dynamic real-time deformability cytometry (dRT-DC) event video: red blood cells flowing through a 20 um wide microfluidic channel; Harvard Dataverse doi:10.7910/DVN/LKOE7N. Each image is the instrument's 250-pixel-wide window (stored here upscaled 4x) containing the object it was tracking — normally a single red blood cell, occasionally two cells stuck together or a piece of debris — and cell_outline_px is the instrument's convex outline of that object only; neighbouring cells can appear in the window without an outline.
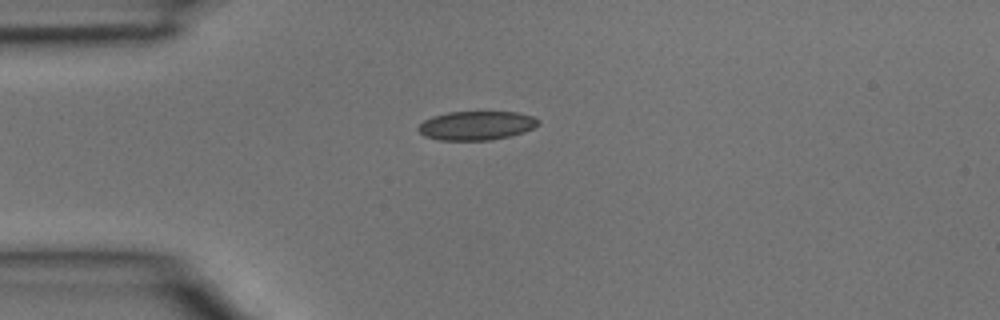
{"species": "common noctule bat (a hibernating species)", "species_latin": "Nyctalus noctula", "temperature_condition": "room temperature", "stored_images_in_passage": 2, "camera_frame_rate_fps": 3000, "um_per_image_px": 0.085, "animal": {"sex": "male", "body_mass_g": 15.6}, "frame": {"image": 1, "passage_image": 1, "time_ms": 0.0, "image_size_px": [1000, 320], "cell_outline_px": [[540, 124], [524, 132], [492, 140], [440, 140], [424, 136], [416, 128], [424, 120], [432, 116], [448, 112], [516, 112], [532, 116], [540, 120]], "centroid_in_image_um": [40.48, 10.67], "position_along_channel_um": 44.5, "area_um2": 20.23}}